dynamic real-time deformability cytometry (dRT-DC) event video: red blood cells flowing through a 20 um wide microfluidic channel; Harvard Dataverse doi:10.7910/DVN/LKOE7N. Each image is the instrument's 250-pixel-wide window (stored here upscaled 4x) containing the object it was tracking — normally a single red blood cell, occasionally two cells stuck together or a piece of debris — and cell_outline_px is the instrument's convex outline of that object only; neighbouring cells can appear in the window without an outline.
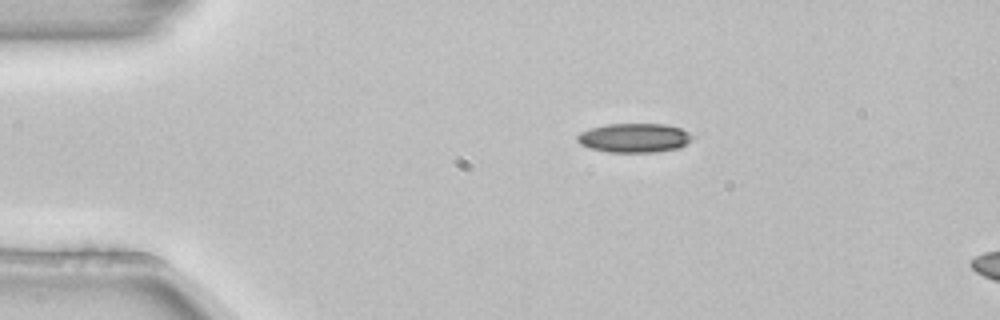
{"species": "common noctule bat (a hibernating species)", "species_latin": "Nyctalus noctula", "temperature_condition": "room temperature", "stored_images_in_passage": 4, "camera_frame_rate_fps": 3000, "um_per_image_px": 0.085, "animal": {"sex": "female", "body_mass_g": 22.7, "forearm_length_mm": 54.2}, "frame": {"image": 1, "passage_image": 2, "time_ms": 0.333, "image_size_px": [1000, 320], "cell_outline_px": [[692, 140], [680, 148], [656, 152], [608, 152], [588, 148], [580, 144], [576, 140], [576, 136], [580, 132], [588, 128], [604, 124], [668, 124], [680, 128], [688, 132], [692, 136]], "centroid_in_image_um": [53.88, 11.72], "position_along_channel_um": 31.1, "area_um2": 19.83}}